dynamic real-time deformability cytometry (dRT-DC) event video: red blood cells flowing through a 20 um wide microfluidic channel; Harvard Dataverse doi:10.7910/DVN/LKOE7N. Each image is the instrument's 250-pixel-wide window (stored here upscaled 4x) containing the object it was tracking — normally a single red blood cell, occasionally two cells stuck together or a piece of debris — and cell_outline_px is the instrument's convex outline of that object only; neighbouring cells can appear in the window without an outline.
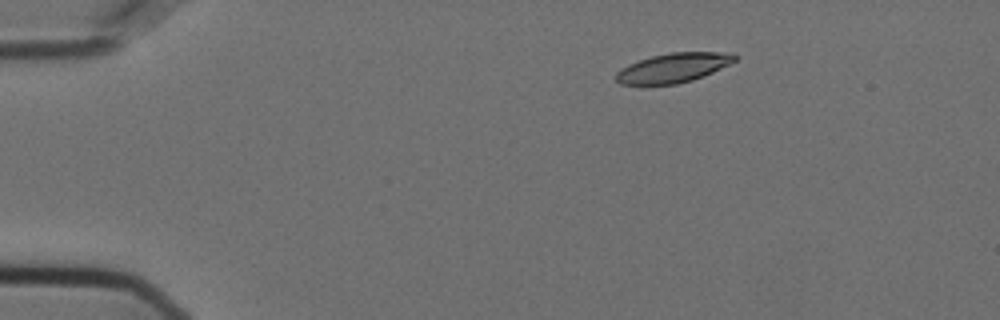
{"species": "Egyptian fruit bat (a non-hibernating species)", "species_latin": "Rousettus aegyptiacus", "temperature_condition": "cold", "stored_images_in_passage": 48, "camera_frame_rate_fps": 3000, "um_per_image_px": 0.085, "animal": {"sex": "female"}, "frame": {"image": 1, "passage_image": 1, "time_ms": 0.0, "image_size_px": [1000, 320], "cell_outline_px": [[736, 60], [704, 76], [692, 80], [676, 84], [620, 84], [616, 80], [616, 72], [628, 64], [652, 56], [672, 52], [732, 52], [736, 56]], "centroid_in_image_um": [57.23, 5.75], "position_along_channel_um": 27.8, "area_um2": 20.11}}
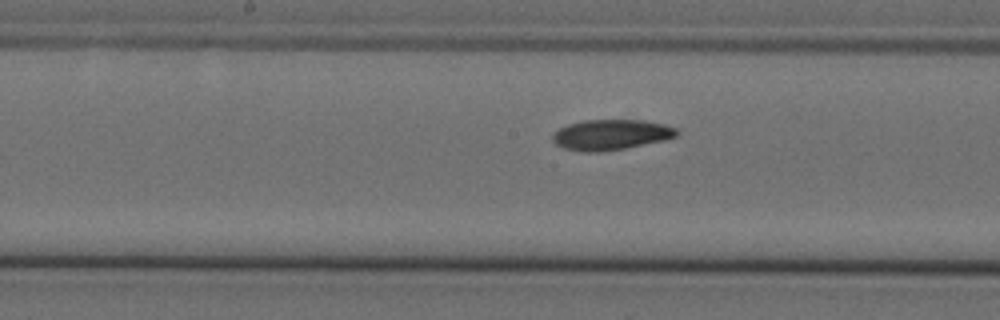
{"frame": {"image": 2, "passage_image": 21, "time_ms": 6.667, "image_size_px": [1000, 320], "cell_outline_px": [[680, 132], [676, 136], [664, 140], [624, 148], [600, 152], [584, 152], [564, 148], [556, 144], [552, 140], [552, 136], [560, 128], [568, 124], [584, 120], [644, 120], [664, 124], [676, 128]], "centroid_in_image_um": [51.94, 11.44], "position_along_channel_um": 196.3, "area_um2": 21.91}}
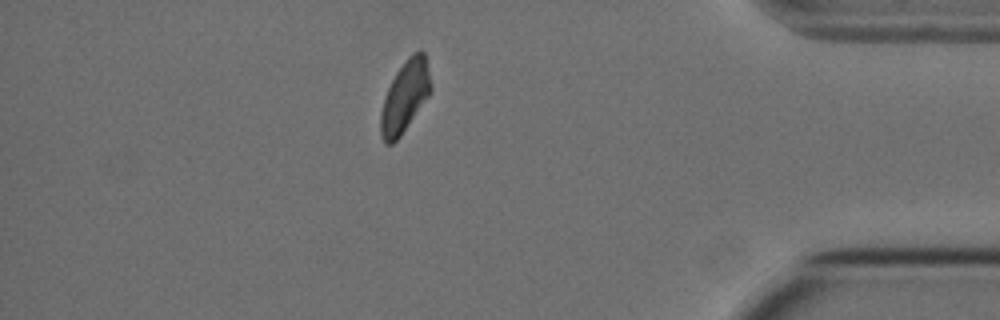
{"frame": {"image": 3, "passage_image": 41, "time_ms": 13.333, "image_size_px": [1000, 320], "cell_outline_px": [[432, 92], [400, 136], [392, 144], [384, 144], [380, 136], [380, 112], [388, 88], [396, 72], [408, 56], [412, 52], [420, 48], [424, 52], [432, 88]], "centroid_in_image_um": [34.42, 8.21], "position_along_channel_um": 400.8, "area_um2": 20.92}, "authors_computed_cell_mechanics": {"area_um2": 21.7328, "velocity_mm_per_s": 3.5815, "shape_relaxation_time_tau1_ms": 6.2802, "shape_relaxation_time_tau2_ms": 7.0746, "deformation_change_tau1": 0.1378, "deformation_change_tau2": 0.1182}}